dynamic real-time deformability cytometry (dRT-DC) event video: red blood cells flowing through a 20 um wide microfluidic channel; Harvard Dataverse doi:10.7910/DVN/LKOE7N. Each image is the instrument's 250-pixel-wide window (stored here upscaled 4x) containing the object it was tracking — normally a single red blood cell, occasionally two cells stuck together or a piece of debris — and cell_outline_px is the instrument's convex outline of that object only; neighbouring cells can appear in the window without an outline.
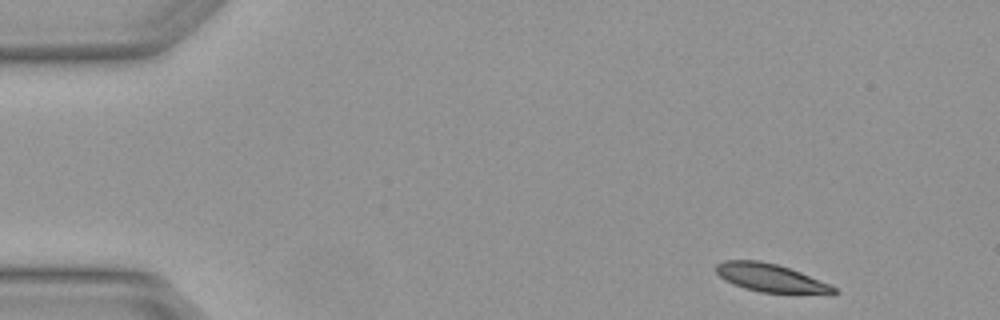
{"species": "Egyptian fruit bat (a non-hibernating species)", "species_latin": "Rousettus aegyptiacus", "temperature_condition": "warm", "stored_images_in_passage": 5, "camera_frame_rate_fps": 3000, "um_per_image_px": 0.085, "animal": {"sex": "female"}, "frame": {"image": 1, "passage_image": 1, "time_ms": 0.0, "image_size_px": [1000, 320], "cell_outline_px": [[840, 292], [836, 296], [832, 296], [760, 292], [744, 288], [724, 280], [716, 272], [716, 264], [724, 260], [760, 260], [776, 264], [800, 272], [828, 284], [836, 288]], "centroid_in_image_um": [65.6, 23.67], "position_along_channel_um": 19.4, "area_um2": 19.83}}
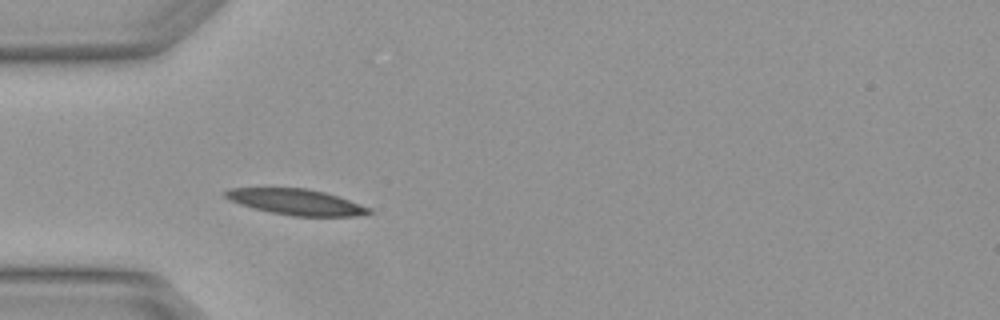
{"frame": {"image": 2, "passage_image": 4, "time_ms": 1.0, "image_size_px": [1000, 320], "cell_outline_px": [[372, 212], [356, 216], [292, 216], [272, 212], [240, 204], [228, 200], [224, 196], [224, 192], [228, 188], [304, 188], [324, 192], [372, 208]], "centroid_in_image_um": [25.16, 17.16], "position_along_channel_um": 59.8, "area_um2": 21.33}}
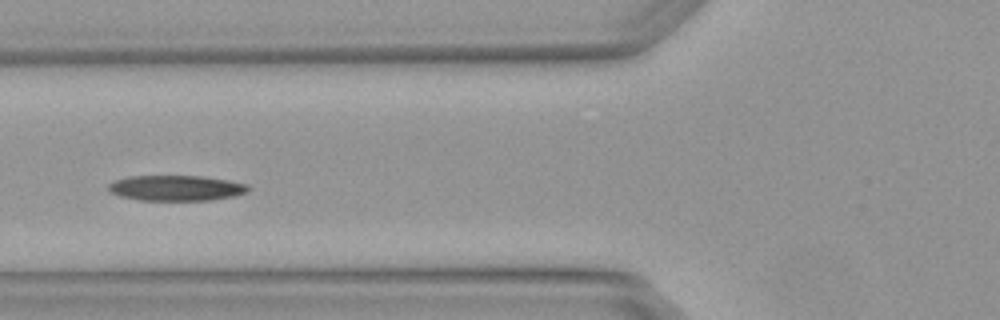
{"frame": {"image": 3, "passage_image": 5, "time_ms": 1.333, "image_size_px": [1000, 320], "cell_outline_px": [[252, 188], [248, 192], [236, 196], [212, 200], [140, 200], [120, 196], [108, 192], [108, 184], [116, 180], [128, 176], [204, 176], [228, 180], [248, 184]], "centroid_in_image_um": [15.01, 15.98], "position_along_channel_um": 110.8, "area_um2": 20.98}}